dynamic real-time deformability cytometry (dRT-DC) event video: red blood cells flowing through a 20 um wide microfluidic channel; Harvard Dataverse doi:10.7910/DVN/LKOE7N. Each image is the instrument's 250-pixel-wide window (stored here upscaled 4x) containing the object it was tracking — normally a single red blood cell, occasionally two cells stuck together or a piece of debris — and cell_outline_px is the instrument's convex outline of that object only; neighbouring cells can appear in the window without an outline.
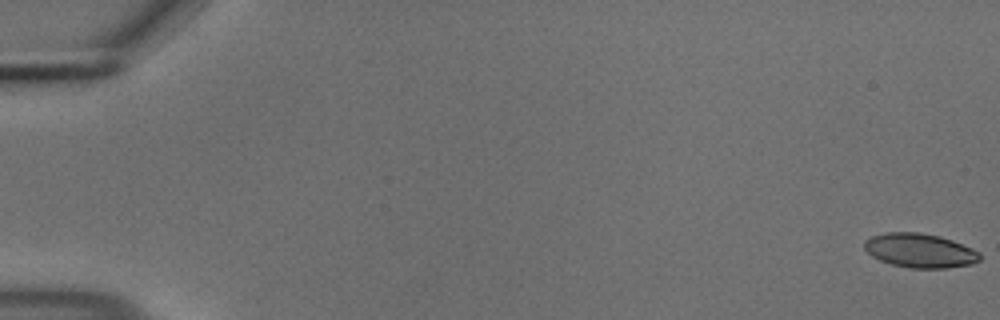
{"species": "common noctule bat (a hibernating species)", "species_latin": "Nyctalus noctula", "temperature_condition": "cold", "stored_images_in_passage": 56, "camera_frame_rate_fps": 3000, "um_per_image_px": 0.085, "animal": {"sex": "male", "body_mass_g": 18.8}, "frame": {"image": 1, "passage_image": 1, "time_ms": 0.0, "image_size_px": [1000, 320], "cell_outline_px": [[980, 260], [972, 264], [944, 268], [912, 268], [892, 264], [880, 260], [872, 256], [864, 248], [864, 240], [872, 236], [888, 232], [920, 232], [940, 236], [952, 240], [972, 248], [980, 252]], "centroid_in_image_um": [78.2, 21.29], "position_along_channel_um": 6.8, "area_um2": 22.95}}
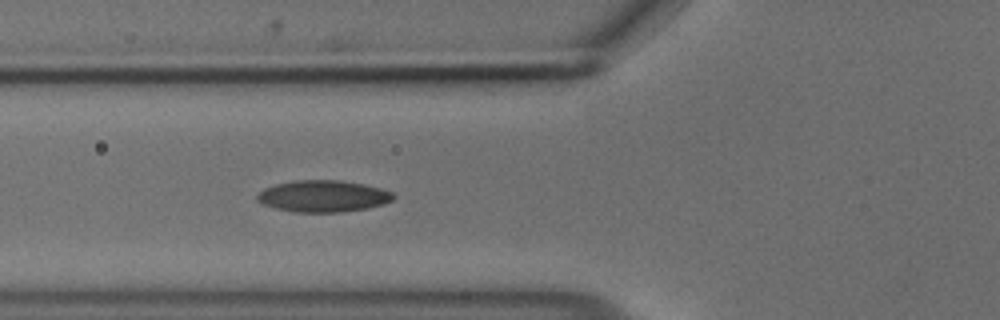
{"frame": {"image": 2, "passage_image": 22, "time_ms": 7.0, "image_size_px": [1000, 320], "cell_outline_px": [[396, 196], [392, 200], [384, 204], [368, 208], [340, 212], [296, 212], [276, 208], [260, 204], [256, 200], [256, 196], [264, 188], [276, 184], [292, 180], [340, 180], [364, 184], [380, 188], [392, 192]], "centroid_in_image_um": [27.45, 16.67], "position_along_channel_um": 98.3, "area_um2": 25.26}}
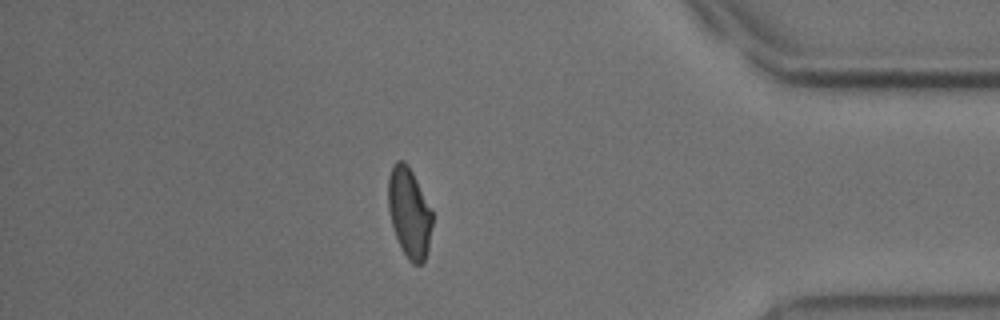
{"frame": {"image": 3, "passage_image": 49, "time_ms": 16.0, "image_size_px": [1000, 320], "cell_outline_px": [[432, 224], [428, 248], [424, 260], [420, 264], [412, 264], [408, 260], [396, 236], [392, 224], [388, 208], [388, 176], [392, 164], [396, 160], [404, 160], [408, 164], [432, 212]], "centroid_in_image_um": [34.76, 18.04], "position_along_channel_um": 400.4, "area_um2": 22.83}, "authors_computed_cell_mechanics": {"area_um2": 23.6691, "velocity_mm_per_s": 3.6833, "shape_relaxation_time_tau1_ms": 4.2818, "shape_relaxation_time_tau2_ms": 2.0254, "deformation_change_tau1": 0.1126, "deformation_change_tau2": 0.0618}}